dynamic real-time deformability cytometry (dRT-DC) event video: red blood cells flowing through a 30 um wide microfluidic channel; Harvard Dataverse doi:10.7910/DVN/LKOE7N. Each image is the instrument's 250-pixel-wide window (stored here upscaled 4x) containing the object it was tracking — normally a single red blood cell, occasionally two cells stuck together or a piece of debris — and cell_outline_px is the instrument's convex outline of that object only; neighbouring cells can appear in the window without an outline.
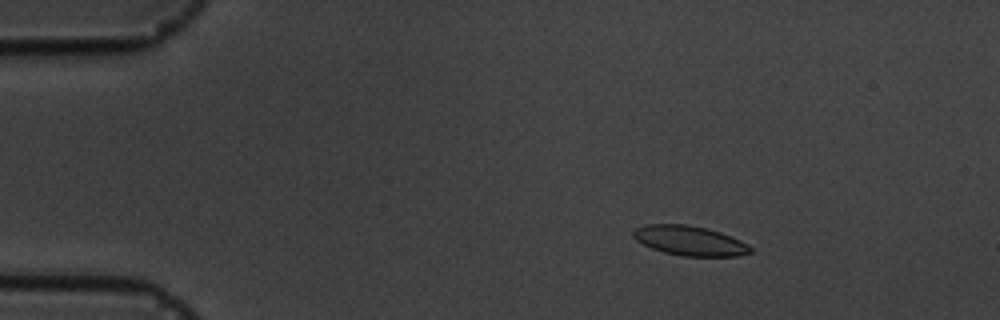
{"species": "common noctule bat (a hibernating species)", "species_latin": "Nyctalus noctula", "temperature_condition": "cold", "stored_images_in_passage": 5, "camera_frame_rate_fps": 3000, "um_per_image_px": 0.085, "animal": {"sex": "male", "body_mass_g": 19.5, "forearm_length_mm": 54.6}, "frame": {"image": 1, "passage_image": 3, "time_ms": 2.0, "image_size_px": [1000, 320], "cell_outline_px": [[752, 252], [740, 256], [680, 256], [664, 252], [652, 248], [636, 240], [632, 236], [632, 232], [636, 228], [648, 224], [688, 224], [708, 228], [720, 232], [740, 240], [748, 244], [752, 248]], "centroid_in_image_um": [58.64, 20.46], "position_along_channel_um": 26.4, "area_um2": 20.35}}
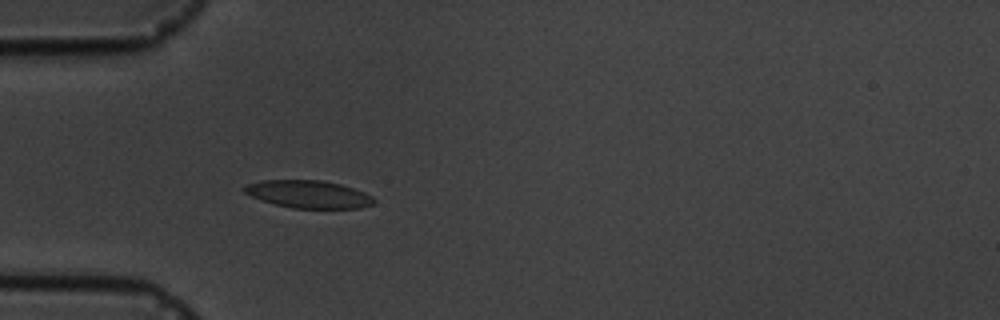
{"frame": {"image": 2, "passage_image": 5, "time_ms": 4.667, "image_size_px": [1000, 320], "cell_outline_px": [[376, 200], [372, 204], [360, 208], [292, 208], [276, 204], [252, 196], [244, 192], [240, 188], [248, 184], [264, 180], [320, 180], [340, 184], [364, 192], [372, 196]], "centroid_in_image_um": [26.23, 16.5], "position_along_channel_um": 58.8, "area_um2": 20.63}}